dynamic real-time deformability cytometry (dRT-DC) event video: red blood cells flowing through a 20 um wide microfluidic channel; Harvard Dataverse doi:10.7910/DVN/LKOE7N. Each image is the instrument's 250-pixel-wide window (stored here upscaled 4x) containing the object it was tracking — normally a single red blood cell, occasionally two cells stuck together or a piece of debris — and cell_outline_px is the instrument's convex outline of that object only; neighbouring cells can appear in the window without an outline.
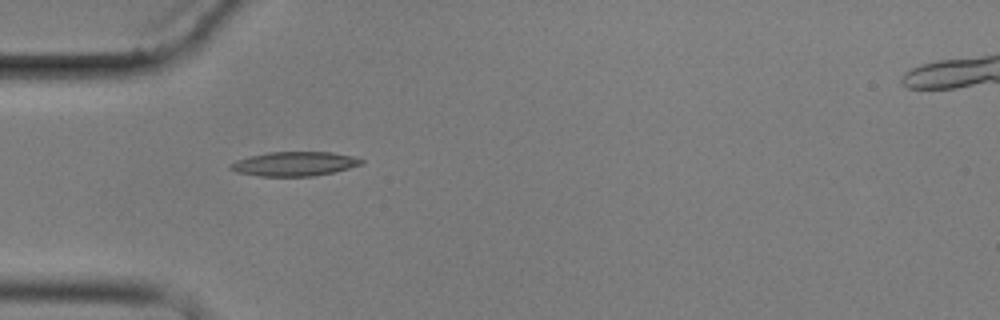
{"species": "common noctule bat (a hibernating species)", "species_latin": "Nyctalus noctula", "temperature_condition": "cold", "stored_images_in_passage": 3, "camera_frame_rate_fps": 3000, "um_per_image_px": 0.085, "animal": {"sex": "male", "body_mass_g": 17.9}, "frame": {"image": 1, "passage_image": 2, "time_ms": 2.333, "image_size_px": [1000, 320], "cell_outline_px": [[364, 164], [332, 172], [312, 176], [260, 176], [236, 172], [228, 168], [228, 164], [236, 160], [248, 156], [268, 152], [332, 152], [352, 156], [364, 160]], "centroid_in_image_um": [24.98, 13.92], "position_along_channel_um": 60.0, "area_um2": 18.55}}
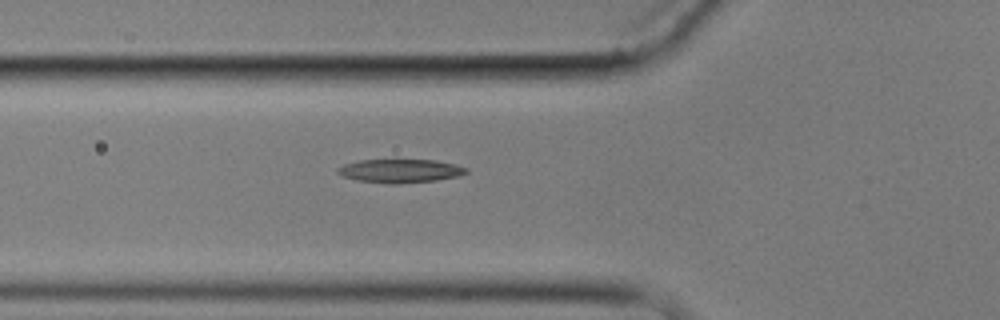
{"frame": {"image": 2, "passage_image": 3, "time_ms": 3.333, "image_size_px": [1000, 320], "cell_outline_px": [[468, 172], [460, 176], [436, 180], [396, 184], [388, 184], [356, 180], [344, 176], [336, 172], [336, 168], [344, 164], [360, 160], [436, 160], [456, 164], [468, 168]], "centroid_in_image_um": [34.03, 14.53], "position_along_channel_um": 91.8, "area_um2": 17.74}}